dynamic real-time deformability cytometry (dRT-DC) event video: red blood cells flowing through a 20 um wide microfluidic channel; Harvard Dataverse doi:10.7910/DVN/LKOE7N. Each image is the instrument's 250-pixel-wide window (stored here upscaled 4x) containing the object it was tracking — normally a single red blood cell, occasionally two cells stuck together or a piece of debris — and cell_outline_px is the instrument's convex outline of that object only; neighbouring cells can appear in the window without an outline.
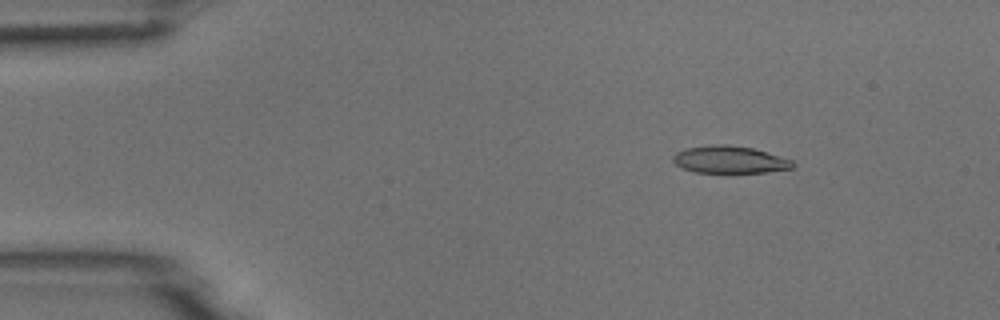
{"species": "common noctule bat (a hibernating species)", "species_latin": "Nyctalus noctula", "temperature_condition": "room temperature", "stored_images_in_passage": 4, "camera_frame_rate_fps": 3000, "um_per_image_px": 0.085, "animal": {"sex": "male", "body_mass_g": 18.8}, "frame": {"image": 1, "passage_image": 2, "time_ms": 0.333, "image_size_px": [1000, 320], "cell_outline_px": [[796, 164], [792, 168], [764, 172], [696, 172], [680, 168], [672, 160], [672, 156], [676, 152], [684, 148], [712, 144], [728, 144], [752, 148], [792, 160]], "centroid_in_image_um": [61.96, 13.56], "position_along_channel_um": 23.0, "area_um2": 19.02}}